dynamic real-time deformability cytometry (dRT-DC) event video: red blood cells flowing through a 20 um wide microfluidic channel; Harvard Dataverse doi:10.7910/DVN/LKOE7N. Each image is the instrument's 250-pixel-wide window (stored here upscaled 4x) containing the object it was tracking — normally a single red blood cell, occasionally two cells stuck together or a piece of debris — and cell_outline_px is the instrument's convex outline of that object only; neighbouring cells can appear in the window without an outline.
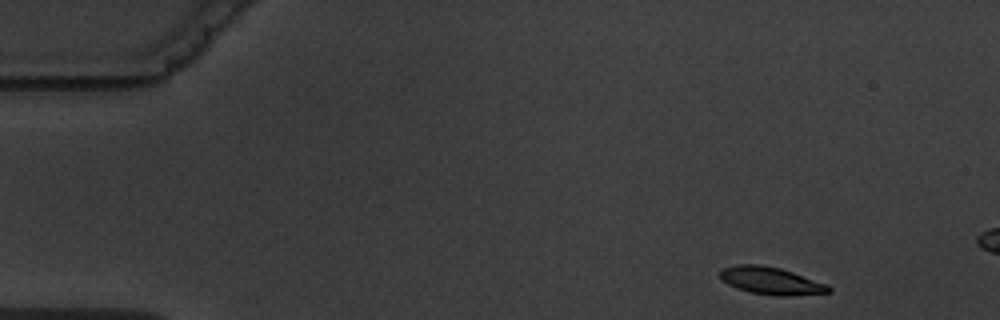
{"species": "common noctule bat (a hibernating species)", "species_latin": "Nyctalus noctula", "temperature_condition": "warm", "stored_images_in_passage": 4, "camera_frame_rate_fps": 3000, "um_per_image_px": 0.085, "animal": {"sex": "male", "body_mass_g": 19.5, "forearm_length_mm": 54.6}, "frame": {"image": 1, "passage_image": 1, "time_ms": 0.0, "image_size_px": [1000, 320], "cell_outline_px": [[832, 292], [788, 296], [780, 296], [752, 292], [736, 288], [728, 284], [720, 276], [720, 268], [736, 264], [760, 264], [780, 268], [828, 284], [832, 288]], "centroid_in_image_um": [65.55, 23.85], "position_along_channel_um": 19.5, "area_um2": 17.34}}